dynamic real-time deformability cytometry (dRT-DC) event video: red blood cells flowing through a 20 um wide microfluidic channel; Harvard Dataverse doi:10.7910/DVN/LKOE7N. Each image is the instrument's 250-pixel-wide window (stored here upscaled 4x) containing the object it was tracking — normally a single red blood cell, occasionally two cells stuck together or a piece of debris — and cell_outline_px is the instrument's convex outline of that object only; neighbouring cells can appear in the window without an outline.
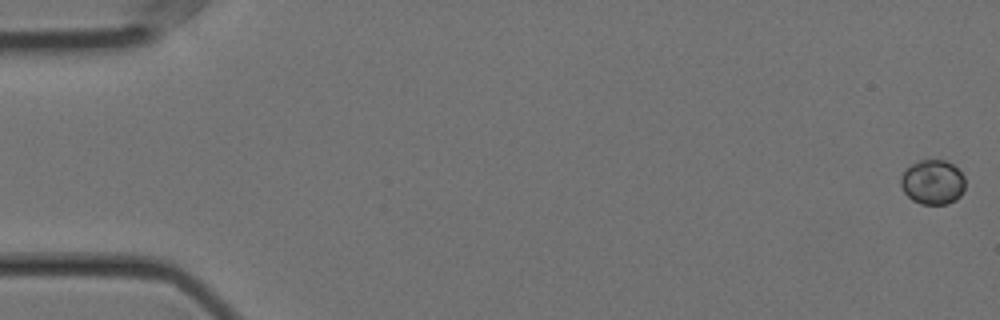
{"species": "Egyptian fruit bat (a non-hibernating species)", "species_latin": "Rousettus aegyptiacus", "temperature_condition": "cold", "stored_images_in_passage": 10, "camera_frame_rate_fps": 3000, "um_per_image_px": 0.085, "animal": {"sex": "female"}, "frame": {"image": 1, "passage_image": 1, "time_ms": 0.0, "image_size_px": [1000, 320], "cell_outline_px": [[964, 188], [960, 196], [956, 200], [948, 204], [920, 204], [912, 200], [904, 192], [900, 184], [900, 180], [904, 172], [912, 164], [920, 160], [944, 160], [952, 164], [964, 176]], "centroid_in_image_um": [79.28, 15.5], "position_along_channel_um": 5.7, "area_um2": 16.65}}